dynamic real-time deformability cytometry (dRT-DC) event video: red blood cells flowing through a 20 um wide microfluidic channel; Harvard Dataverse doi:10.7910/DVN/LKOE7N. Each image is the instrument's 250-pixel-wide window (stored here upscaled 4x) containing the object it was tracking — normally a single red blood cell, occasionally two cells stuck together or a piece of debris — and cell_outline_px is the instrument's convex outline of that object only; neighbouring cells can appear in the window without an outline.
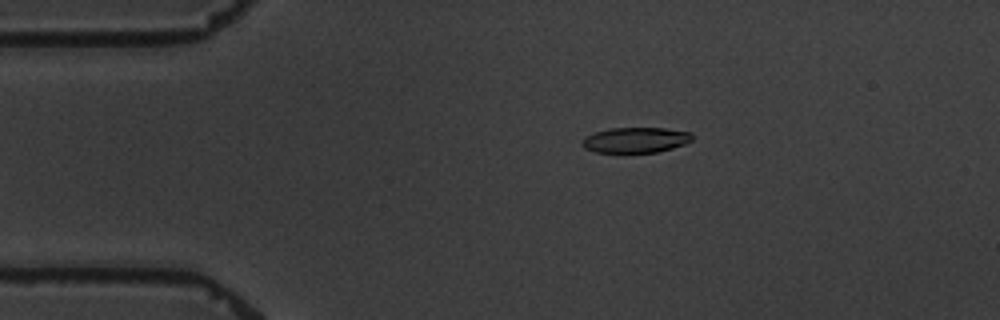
{"species": "common noctule bat (a hibernating species)", "species_latin": "Nyctalus noctula", "temperature_condition": "warm", "stored_images_in_passage": 5, "camera_frame_rate_fps": 3000, "um_per_image_px": 0.085, "animal": {"sex": "male", "body_mass_g": 19.5, "forearm_length_mm": 54.6}, "frame": {"image": 1, "passage_image": 3, "time_ms": 3.0, "image_size_px": [1000, 320], "cell_outline_px": [[692, 140], [684, 144], [672, 148], [656, 152], [624, 156], [596, 152], [584, 148], [580, 144], [580, 140], [584, 136], [608, 128], [664, 128], [692, 132]], "centroid_in_image_um": [53.94, 11.95], "position_along_channel_um": 31.1, "area_um2": 17.22}}
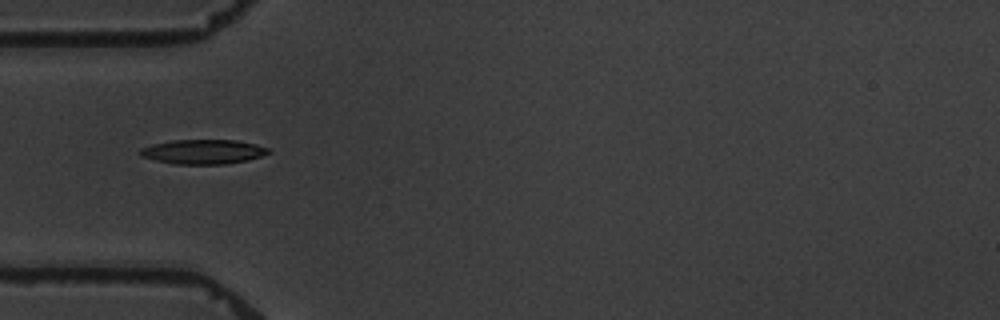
{"frame": {"image": 2, "passage_image": 5, "time_ms": 5.333, "image_size_px": [1000, 320], "cell_outline_px": [[272, 152], [248, 160], [224, 164], [172, 164], [140, 156], [140, 148], [152, 144], [172, 140], [236, 140], [256, 144], [268, 148]], "centroid_in_image_um": [17.26, 12.89], "position_along_channel_um": 67.7, "area_um2": 18.32}}